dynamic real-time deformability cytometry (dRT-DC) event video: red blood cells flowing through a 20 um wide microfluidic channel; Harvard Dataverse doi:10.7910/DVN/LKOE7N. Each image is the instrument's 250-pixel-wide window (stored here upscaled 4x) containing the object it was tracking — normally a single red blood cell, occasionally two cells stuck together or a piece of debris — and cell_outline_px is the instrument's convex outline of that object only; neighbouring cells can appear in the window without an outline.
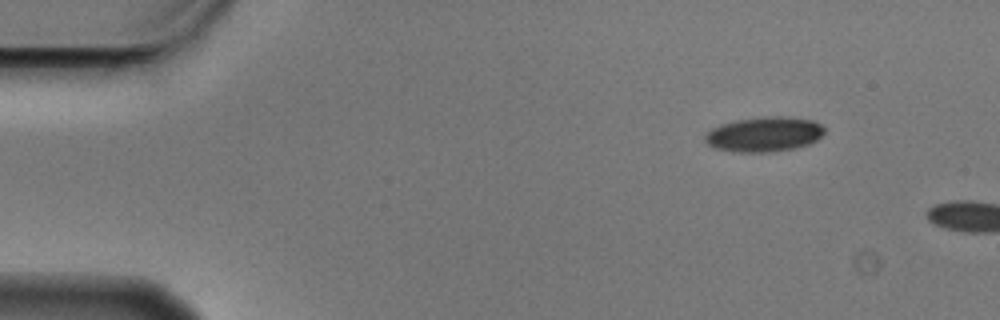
{"species": "Egyptian fruit bat (a non-hibernating species)", "species_latin": "Rousettus aegyptiacus", "temperature_condition": "cold", "stored_images_in_passage": 2, "camera_frame_rate_fps": 3000, "um_per_image_px": 0.085, "animal": {"sex": "male"}, "frame": {"image": 1, "passage_image": 1, "time_ms": 0.0, "image_size_px": [1000, 320], "cell_outline_px": [[824, 132], [816, 140], [808, 144], [796, 148], [768, 152], [736, 152], [712, 148], [704, 140], [704, 132], [720, 124], [736, 120], [764, 116], [780, 116], [812, 120], [820, 124], [824, 128]], "centroid_in_image_um": [64.89, 11.41], "position_along_channel_um": 20.1, "area_um2": 24.39}}